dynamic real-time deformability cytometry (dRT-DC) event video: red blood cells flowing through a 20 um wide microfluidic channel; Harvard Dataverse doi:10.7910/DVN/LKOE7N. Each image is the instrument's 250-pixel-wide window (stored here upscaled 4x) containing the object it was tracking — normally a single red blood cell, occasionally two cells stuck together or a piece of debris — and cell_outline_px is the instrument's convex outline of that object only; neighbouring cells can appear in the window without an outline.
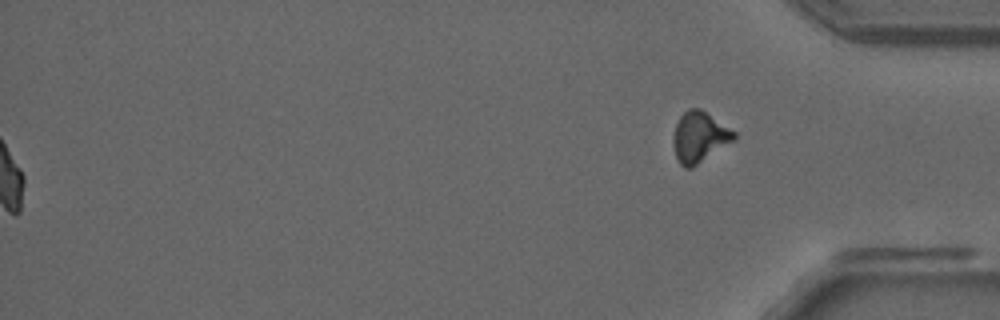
{"species": "common noctule bat (a hibernating species)", "species_latin": "Nyctalus noctula", "temperature_condition": "room temperature", "stored_images_in_passage": 46, "segment_of_instrument_passage": [2, 2], "camera_frame_rate_fps": 3000, "um_per_image_px": 0.085, "animal": {"sex": "male", "forearm_length_mm": 52.5}, "frame": {"image": 1, "passage_image": 46, "time_ms": 15.0, "image_size_px": [1000, 320], "cell_outline_px": [[736, 136], [732, 140], [692, 168], [684, 168], [680, 164], [676, 156], [676, 124], [680, 116], [688, 108], [700, 108], [736, 132]], "centroid_in_image_um": [59.47, 11.63], "position_along_channel_um": 375.7, "area_um2": 17.11}}